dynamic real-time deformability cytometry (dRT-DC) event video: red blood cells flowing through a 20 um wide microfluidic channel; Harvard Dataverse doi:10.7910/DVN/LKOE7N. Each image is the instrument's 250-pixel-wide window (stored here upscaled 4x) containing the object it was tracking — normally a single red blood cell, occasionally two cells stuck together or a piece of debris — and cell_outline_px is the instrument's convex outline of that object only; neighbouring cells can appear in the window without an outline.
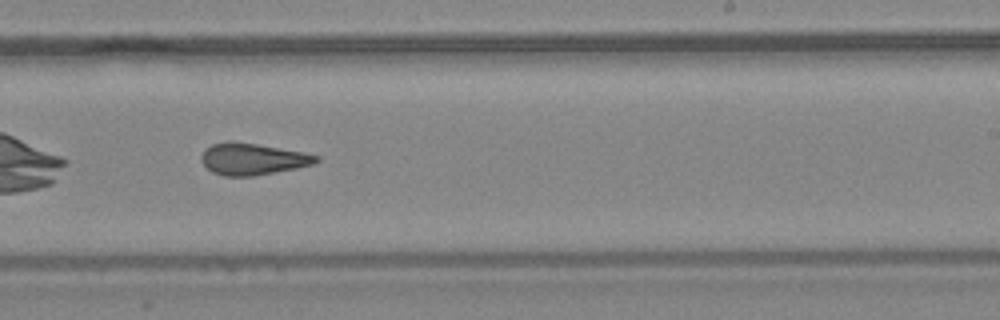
{"species": "common noctule bat (a hibernating species)", "species_latin": "Nyctalus noctula", "temperature_condition": "warm", "stored_images_in_passage": 31, "camera_frame_rate_fps": 3000, "um_per_image_px": 0.085, "animal": {"sex": "female", "body_mass_g": 24.6, "forearm_length_mm": 56.2}, "frame": {"image": 1, "passage_image": 14, "time_ms": 4.333, "image_size_px": [1000, 320], "cell_outline_px": [[320, 160], [312, 164], [296, 168], [252, 176], [224, 176], [212, 172], [200, 160], [200, 156], [204, 148], [212, 144], [228, 140], [232, 140], [304, 152], [320, 156]], "centroid_in_image_um": [21.43, 13.5], "position_along_channel_um": 267.6, "area_um2": 21.27}, "authors_computed_cell_mechanics": {"area_um2": 21.2704, "velocity_mm_per_s": 4.4669, "shape_relaxation_time_tau1_ms": null, "shape_relaxation_time_tau2_ms": 2.7841, "deformation_change_tau1": null, "deformation_change_tau2": 0.0967}}